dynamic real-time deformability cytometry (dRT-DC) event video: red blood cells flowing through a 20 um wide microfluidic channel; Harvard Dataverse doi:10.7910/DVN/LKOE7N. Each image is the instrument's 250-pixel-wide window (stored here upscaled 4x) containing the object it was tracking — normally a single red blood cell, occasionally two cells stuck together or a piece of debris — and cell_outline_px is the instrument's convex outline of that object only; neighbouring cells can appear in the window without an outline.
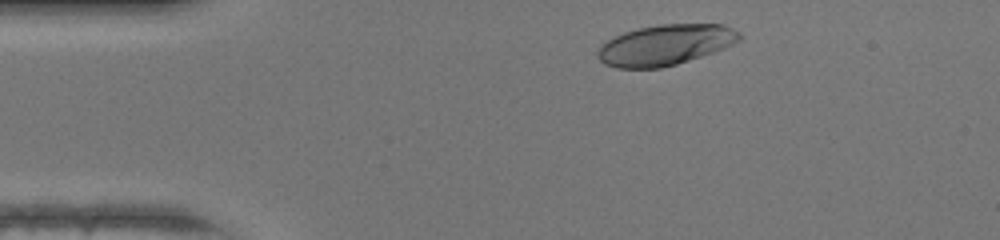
{"species": "human", "species_latin": "Homo sapiens", "temperature_condition": "warm", "stored_images_in_passage": 33, "camera_frame_rate_fps": 3000, "um_per_image_px": 0.085, "donor": {"sex": "female"}, "frame": {"image": 1, "passage_image": 3, "time_ms": 0.667, "image_size_px": [1000, 240], "cell_outline_px": [[740, 40], [724, 48], [676, 64], [660, 68], [616, 68], [604, 64], [596, 56], [596, 52], [600, 44], [624, 32], [640, 28], [660, 24], [724, 24], [740, 32]], "centroid_in_image_um": [56.52, 3.82], "position_along_channel_um": 28.5, "area_um2": 33.41}}
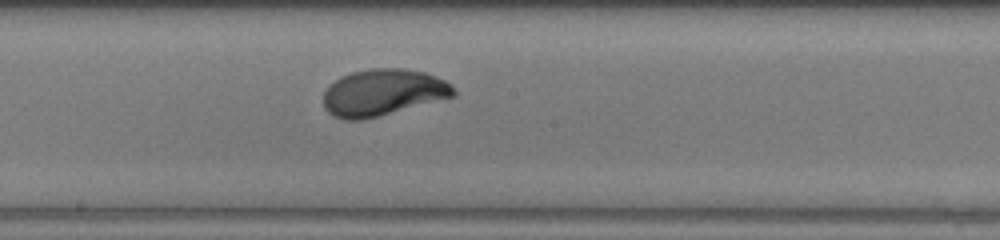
{"frame": {"image": 2, "passage_image": 20, "time_ms": 6.333, "image_size_px": [1000, 240], "cell_outline_px": [[456, 96], [380, 116], [360, 120], [344, 120], [332, 116], [324, 108], [324, 92], [328, 84], [340, 76], [352, 72], [372, 68], [404, 68], [424, 72], [444, 80], [452, 84], [456, 92]], "centroid_in_image_um": [32.54, 7.86], "position_along_channel_um": 215.7, "area_um2": 35.72}}
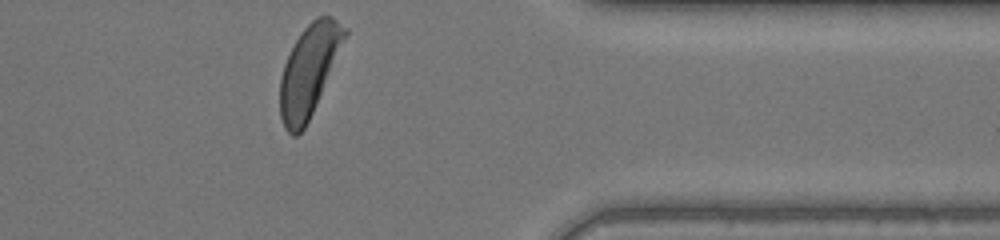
{"frame": {"image": 3, "passage_image": 33, "time_ms": 10.667, "image_size_px": [1000, 240], "cell_outline_px": [[348, 32], [312, 112], [304, 128], [296, 136], [292, 136], [284, 128], [280, 116], [280, 76], [284, 64], [296, 40], [304, 28], [316, 16], [332, 16], [348, 28]], "centroid_in_image_um": [26.24, 5.98], "position_along_channel_um": 385.2, "area_um2": 33.58}, "authors_computed_cell_mechanics": {"area_um2": 34.6222, "velocity_mm_per_s": 4.3275, "shape_relaxation_time_tau1_ms": 3.365, "shape_relaxation_time_tau2_ms": null, "deformation_change_tau1": 0.2083, "deformation_change_tau2": null}}